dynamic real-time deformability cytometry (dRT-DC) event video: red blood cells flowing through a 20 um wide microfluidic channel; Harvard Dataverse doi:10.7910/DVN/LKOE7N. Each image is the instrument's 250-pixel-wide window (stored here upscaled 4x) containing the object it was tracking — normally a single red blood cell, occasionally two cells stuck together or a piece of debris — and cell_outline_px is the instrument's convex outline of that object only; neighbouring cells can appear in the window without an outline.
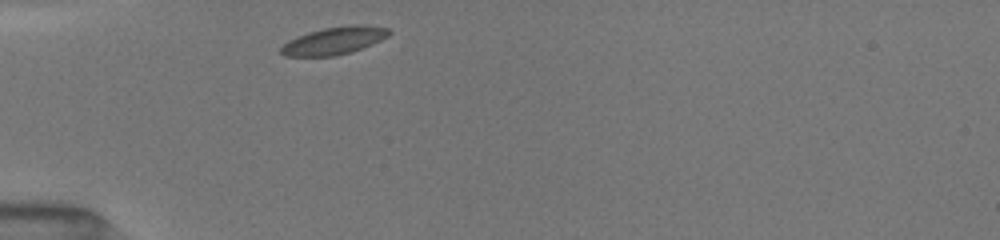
{"species": "common noctule bat (a hibernating species)", "species_latin": "Nyctalus noctula", "temperature_condition": "room temperature", "stored_images_in_passage": 52, "camera_frame_rate_fps": 3000, "um_per_image_px": 0.085, "animal": {"sex": "female", "body_mass_g": 19.5, "forearm_length_mm": 54.1}, "frame": {"image": 1, "passage_image": 1, "time_ms": 0.0, "image_size_px": [1000, 240], "cell_outline_px": [[392, 32], [388, 36], [372, 44], [352, 52], [336, 56], [284, 56], [280, 52], [280, 48], [288, 40], [296, 36], [308, 32], [324, 28], [348, 24], [364, 24], [388, 28]], "centroid_in_image_um": [28.41, 3.45], "position_along_channel_um": 56.6, "area_um2": 17.57}}
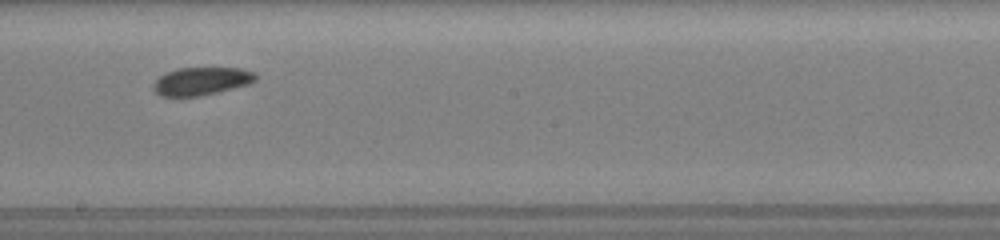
{"frame": {"image": 2, "passage_image": 27, "time_ms": 4.667, "image_size_px": [1000, 240], "cell_outline_px": [[256, 80], [248, 84], [200, 96], [160, 96], [152, 88], [152, 84], [164, 72], [176, 68], [240, 68], [256, 72]], "centroid_in_image_um": [17.09, 6.89], "position_along_channel_um": 231.1, "area_um2": 16.65}}
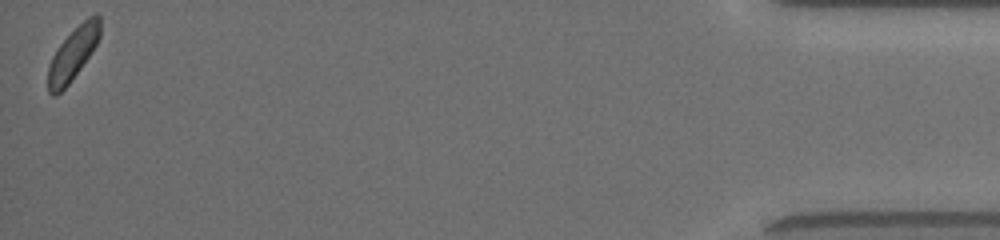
{"frame": {"image": 3, "passage_image": 52, "time_ms": 11.667, "image_size_px": [1000, 240], "cell_outline_px": [[100, 36], [92, 52], [68, 84], [56, 96], [52, 96], [48, 92], [48, 68], [52, 56], [60, 44], [88, 16], [96, 12], [100, 16]], "centroid_in_image_um": [6.2, 4.57], "position_along_channel_um": 429.0, "area_um2": 15.66}, "authors_computed_cell_mechanics": {"area_um2": 17.1088, "velocity_mm_per_s": 3.9996, "shape_relaxation_time_tau1_ms": 3.4655, "shape_relaxation_time_tau2_ms": 5.0156, "deformation_change_tau1": 0.0785, "deformation_change_tau2": 0.0919}}